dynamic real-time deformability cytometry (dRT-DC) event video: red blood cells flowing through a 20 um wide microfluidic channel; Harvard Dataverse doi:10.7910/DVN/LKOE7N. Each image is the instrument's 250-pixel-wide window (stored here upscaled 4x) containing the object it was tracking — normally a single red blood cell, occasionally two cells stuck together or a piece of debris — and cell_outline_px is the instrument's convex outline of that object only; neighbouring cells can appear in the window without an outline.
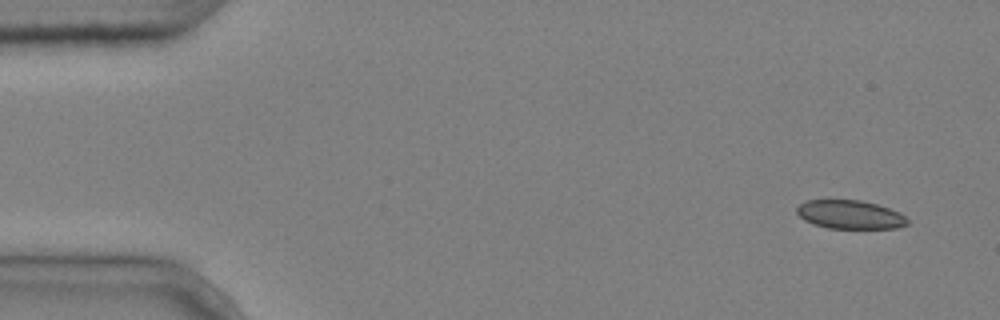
{"species": "common noctule bat (a hibernating species)", "species_latin": "Nyctalus noctula", "temperature_condition": "cold", "stored_images_in_passage": 4, "camera_frame_rate_fps": 3000, "um_per_image_px": 0.085, "animal": {"sex": "male", "body_mass_g": 20.4}, "frame": {"image": 1, "passage_image": 1, "time_ms": 0.0, "image_size_px": [1000, 320], "cell_outline_px": [[908, 224], [896, 228], [828, 228], [812, 224], [804, 220], [796, 212], [796, 208], [800, 204], [808, 200], [860, 200], [876, 204], [900, 212], [908, 220]], "centroid_in_image_um": [72.24, 18.24], "position_along_channel_um": 12.8, "area_um2": 18.38}}
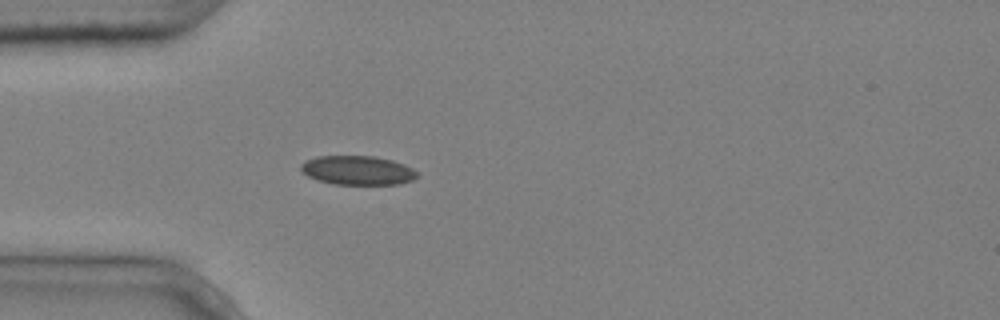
{"frame": {"image": 2, "passage_image": 4, "time_ms": 1.0, "image_size_px": [1000, 320], "cell_outline_px": [[420, 176], [412, 180], [400, 184], [332, 184], [316, 180], [308, 176], [300, 168], [300, 164], [304, 160], [316, 156], [376, 156], [392, 160], [404, 164], [420, 172]], "centroid_in_image_um": [30.41, 14.47], "position_along_channel_um": 54.6, "area_um2": 20.0}}